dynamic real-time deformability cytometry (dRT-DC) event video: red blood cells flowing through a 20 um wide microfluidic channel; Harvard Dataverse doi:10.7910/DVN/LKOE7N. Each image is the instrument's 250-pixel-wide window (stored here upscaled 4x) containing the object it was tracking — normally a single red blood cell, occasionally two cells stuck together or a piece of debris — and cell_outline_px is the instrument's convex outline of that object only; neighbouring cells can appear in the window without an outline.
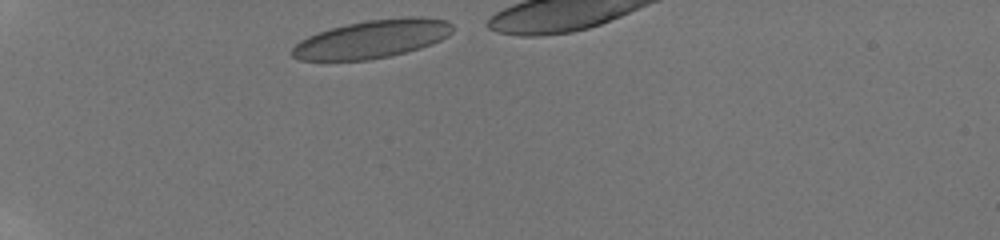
{"species": "human", "species_latin": "Homo sapiens", "temperature_condition": "room temperature", "stored_images_in_passage": 4, "camera_frame_rate_fps": 3000, "um_per_image_px": 0.085, "donor": {"sex": "male"}, "frame": {"image": 1, "passage_image": 1, "time_ms": 0.0, "image_size_px": [1000, 240], "cell_outline_px": [[452, 32], [448, 36], [432, 44], [420, 48], [388, 56], [368, 60], [300, 60], [292, 56], [292, 48], [300, 40], [316, 32], [348, 24], [368, 20], [408, 16], [420, 16], [448, 20], [452, 24]], "centroid_in_image_um": [31.66, 3.3], "position_along_channel_um": 53.3, "area_um2": 35.6}}